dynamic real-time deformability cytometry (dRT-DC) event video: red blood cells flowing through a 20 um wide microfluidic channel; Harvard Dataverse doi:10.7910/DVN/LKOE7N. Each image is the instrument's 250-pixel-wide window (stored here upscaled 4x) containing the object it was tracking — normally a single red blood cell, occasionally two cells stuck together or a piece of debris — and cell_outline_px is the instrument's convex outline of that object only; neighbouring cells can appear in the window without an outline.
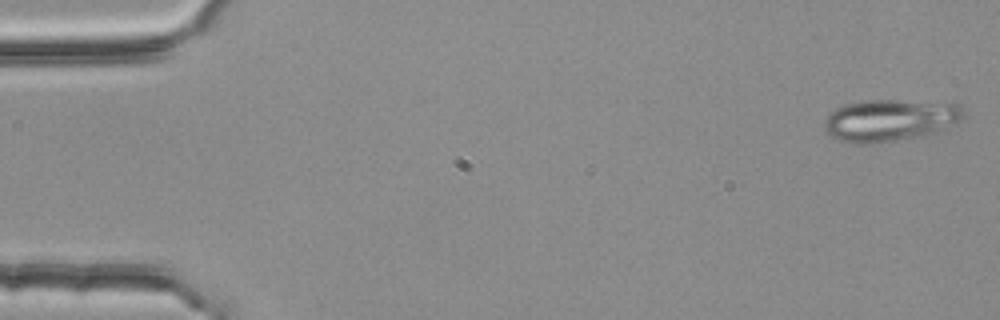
{"species": "common noctule bat (a hibernating species)", "species_latin": "Nyctalus noctula", "temperature_condition": "room temperature", "stored_images_in_passage": 53, "segment_of_instrument_passage": [1, 2], "camera_frame_rate_fps": 3000, "um_per_image_px": 0.085, "animal": {"sex": "female", "body_mass_g": 25.1}, "frame": {"image": 1, "passage_image": 1, "time_ms": 0.0, "image_size_px": [1000, 320], "cell_outline_px": [[964, 116], [960, 120], [924, 136], [872, 144], [852, 144], [840, 140], [832, 136], [824, 128], [824, 120], [836, 108], [844, 104], [868, 100], [896, 100], [960, 104], [964, 112]], "centroid_in_image_um": [75.61, 10.22], "position_along_channel_um": 9.4, "area_um2": 33.81}}